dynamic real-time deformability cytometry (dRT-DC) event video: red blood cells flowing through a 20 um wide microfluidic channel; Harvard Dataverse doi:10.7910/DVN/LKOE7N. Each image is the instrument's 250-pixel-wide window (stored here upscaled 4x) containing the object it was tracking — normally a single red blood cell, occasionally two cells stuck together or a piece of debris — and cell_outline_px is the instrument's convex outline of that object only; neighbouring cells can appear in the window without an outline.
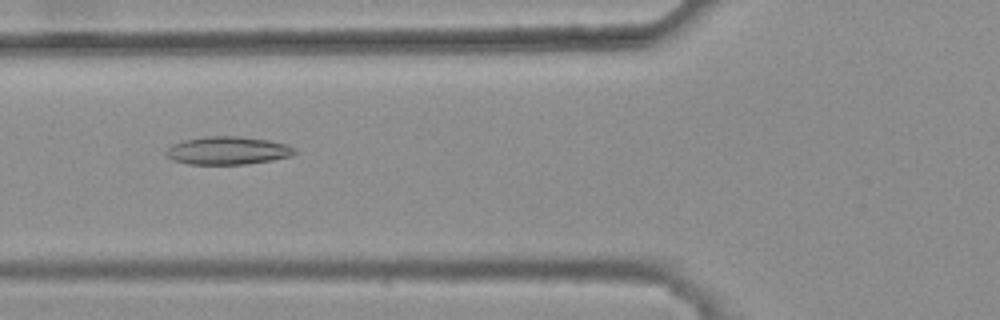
{"species": "common noctule bat (a hibernating species)", "species_latin": "Nyctalus noctula", "temperature_condition": "warm", "stored_images_in_passage": 47, "camera_frame_rate_fps": 3000, "um_per_image_px": 0.085, "animal": {"sex": "female", "body_mass_g": 25.1}, "frame": {"image": 1, "passage_image": 20, "time_ms": 6.333, "image_size_px": [1000, 320], "cell_outline_px": [[296, 152], [292, 156], [272, 160], [248, 164], [188, 164], [172, 160], [164, 152], [172, 144], [184, 140], [204, 136], [240, 136], [268, 140], [288, 144], [296, 148]], "centroid_in_image_um": [19.38, 12.79], "position_along_channel_um": 106.4, "area_um2": 21.15}}
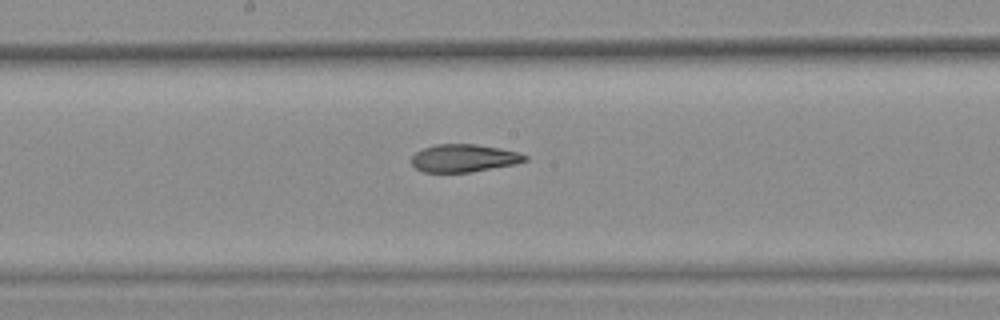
{"frame": {"image": 2, "passage_image": 28, "time_ms": 9.0, "image_size_px": [1000, 320], "cell_outline_px": [[528, 160], [516, 164], [468, 172], [424, 172], [416, 168], [412, 164], [412, 156], [416, 152], [424, 148], [436, 144], [476, 144], [500, 148], [516, 152], [528, 156]], "centroid_in_image_um": [39.43, 13.44], "position_along_channel_um": 208.8, "area_um2": 18.21}}
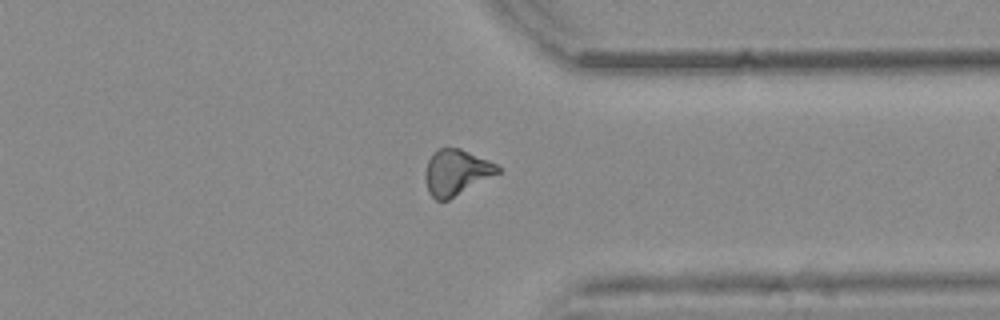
{"frame": {"image": 3, "passage_image": 41, "time_ms": 13.333, "image_size_px": [1000, 320], "cell_outline_px": [[500, 172], [448, 200], [436, 200], [428, 192], [424, 176], [424, 172], [428, 160], [432, 152], [440, 148], [460, 148], [488, 160], [496, 164], [500, 168]], "centroid_in_image_um": [38.74, 14.64], "position_along_channel_um": 372.7, "area_um2": 19.19}, "authors_computed_cell_mechanics": {"area_um2": 19.5942, "velocity_mm_per_s": 3.8336, "shape_relaxation_time_tau1_ms": null, "shape_relaxation_time_tau2_ms": 4.6542, "deformation_change_tau1": null, "deformation_change_tau2": 0.114}}